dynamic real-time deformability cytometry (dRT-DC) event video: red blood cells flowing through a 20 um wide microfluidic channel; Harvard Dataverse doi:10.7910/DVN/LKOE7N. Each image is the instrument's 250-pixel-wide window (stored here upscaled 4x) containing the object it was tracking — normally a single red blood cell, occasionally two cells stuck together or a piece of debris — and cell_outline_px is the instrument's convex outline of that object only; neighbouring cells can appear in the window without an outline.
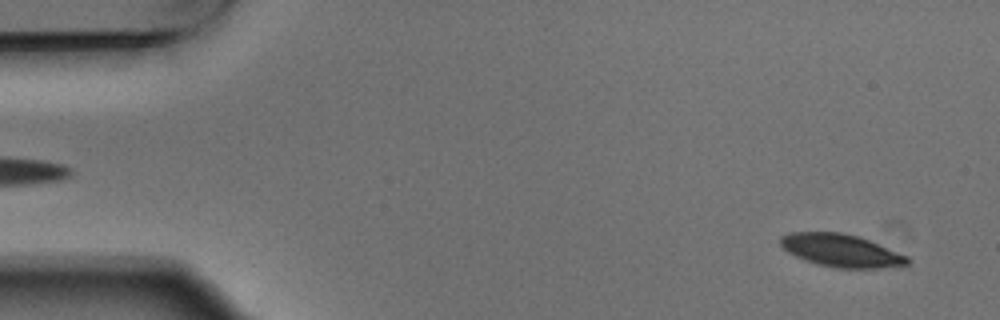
{"species": "Egyptian fruit bat (a non-hibernating species)", "species_latin": "Rousettus aegyptiacus", "temperature_condition": "warm", "stored_images_in_passage": 6, "segment_of_instrument_passage": [2, 2], "camera_frame_rate_fps": 3000, "um_per_image_px": 0.085, "animal": {"sex": "male"}, "frame": {"image": 1, "passage_image": 6, "time_ms": 1.667, "image_size_px": [1000, 320], "cell_outline_px": [[912, 260], [908, 264], [880, 268], [836, 268], [804, 260], [788, 252], [780, 244], [780, 236], [788, 232], [840, 232], [856, 236], [868, 240], [908, 256]], "centroid_in_image_um": [71.48, 21.29], "position_along_channel_um": 13.5, "area_um2": 24.04}}